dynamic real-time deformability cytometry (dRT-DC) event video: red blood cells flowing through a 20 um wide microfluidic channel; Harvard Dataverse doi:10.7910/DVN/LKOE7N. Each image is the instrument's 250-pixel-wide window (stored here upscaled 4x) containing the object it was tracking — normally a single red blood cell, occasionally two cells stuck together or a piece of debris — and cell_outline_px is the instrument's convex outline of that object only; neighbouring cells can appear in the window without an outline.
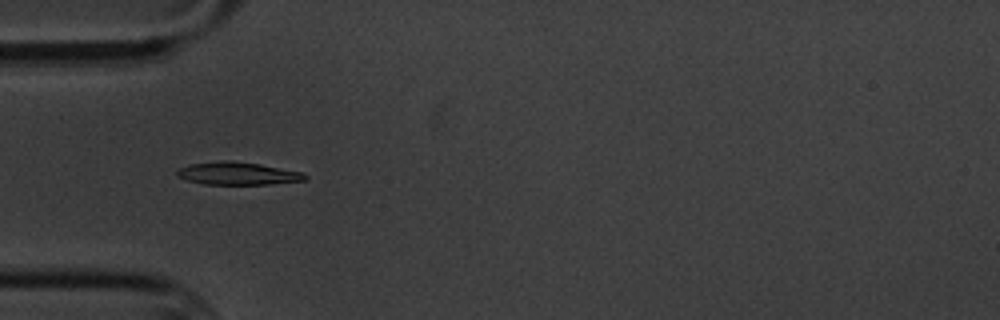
{"species": "common noctule bat (a hibernating species)", "species_latin": "Nyctalus noctula", "temperature_condition": "cold", "stored_images_in_passage": 5, "camera_frame_rate_fps": 3000, "um_per_image_px": 0.085, "animal": {"sex": "male", "body_mass_g": 20.1, "forearm_length_mm": 53.5}, "frame": {"image": 1, "passage_image": 4, "time_ms": 3.667, "image_size_px": [1000, 320], "cell_outline_px": [[308, 180], [268, 184], [204, 184], [188, 180], [176, 176], [176, 172], [180, 168], [192, 164], [220, 160], [232, 160], [260, 164], [304, 172], [308, 176]], "centroid_in_image_um": [20.25, 14.74], "position_along_channel_um": 64.7, "area_um2": 16.99}}
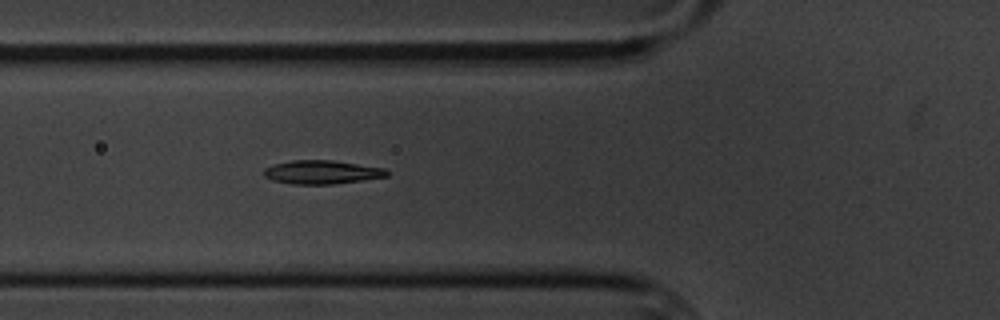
{"frame": {"image": 2, "passage_image": 5, "time_ms": 4.667, "image_size_px": [1000, 320], "cell_outline_px": [[388, 176], [332, 184], [292, 184], [272, 180], [264, 176], [264, 168], [272, 164], [292, 160], [332, 160], [384, 168], [388, 172]], "centroid_in_image_um": [27.3, 14.62], "position_along_channel_um": 98.5, "area_um2": 16.82}}